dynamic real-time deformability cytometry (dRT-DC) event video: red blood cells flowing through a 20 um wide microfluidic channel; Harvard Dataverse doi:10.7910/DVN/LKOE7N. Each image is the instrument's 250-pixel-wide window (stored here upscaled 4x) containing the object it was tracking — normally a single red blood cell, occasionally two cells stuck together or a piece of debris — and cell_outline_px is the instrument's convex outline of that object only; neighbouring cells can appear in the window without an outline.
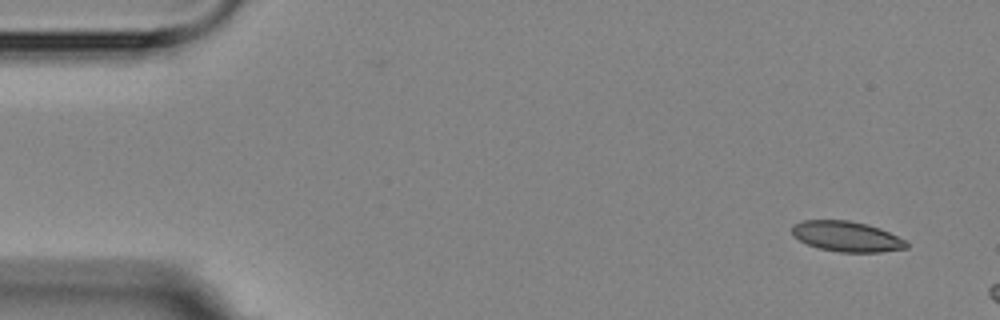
{"species": "Egyptian fruit bat (a non-hibernating species)", "species_latin": "Rousettus aegyptiacus", "temperature_condition": "room temperature", "stored_images_in_passage": 3, "camera_frame_rate_fps": 3000, "um_per_image_px": 0.085, "animal": {"sex": "female"}, "frame": {"image": 1, "passage_image": 1, "time_ms": 0.0, "image_size_px": [1000, 320], "cell_outline_px": [[908, 248], [880, 252], [840, 252], [820, 248], [808, 244], [792, 236], [792, 224], [804, 220], [848, 220], [868, 224], [880, 228], [908, 240]], "centroid_in_image_um": [72.0, 20.09], "position_along_channel_um": 13.0, "area_um2": 20.4}}